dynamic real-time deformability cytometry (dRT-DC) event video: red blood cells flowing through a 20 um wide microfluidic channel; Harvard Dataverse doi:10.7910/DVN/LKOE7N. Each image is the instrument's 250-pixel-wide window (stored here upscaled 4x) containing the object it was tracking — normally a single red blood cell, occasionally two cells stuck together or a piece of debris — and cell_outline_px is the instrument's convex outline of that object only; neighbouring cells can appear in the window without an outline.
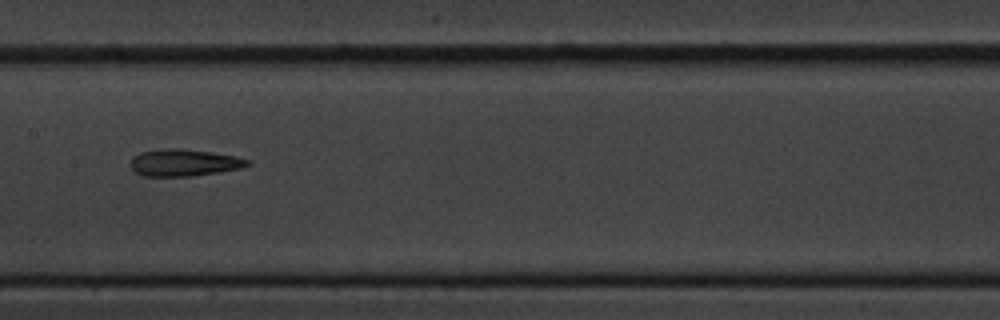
{"species": "common noctule bat (a hibernating species)", "species_latin": "Nyctalus noctula", "temperature_condition": "cold", "stored_images_in_passage": 12, "camera_frame_rate_fps": 3000, "um_per_image_px": 0.085, "animal": {"sex": "male", "body_mass_g": 20.1, "forearm_length_mm": 53.5}, "frame": {"image": 1, "passage_image": 9, "time_ms": 9.333, "image_size_px": [1000, 320], "cell_outline_px": [[252, 164], [240, 168], [220, 172], [192, 176], [144, 176], [136, 172], [128, 164], [132, 156], [140, 152], [160, 148], [176, 148], [212, 152], [236, 156], [248, 160]], "centroid_in_image_um": [15.6, 13.82], "position_along_channel_um": 191.8, "area_um2": 18.55}}
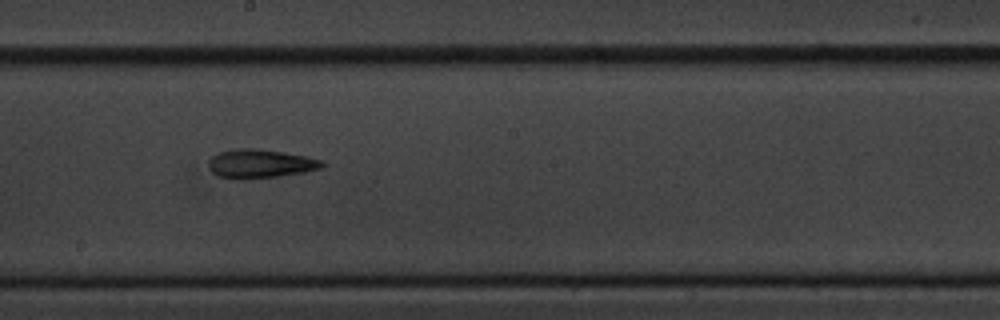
{"frame": {"image": 2, "passage_image": 10, "time_ms": 10.333, "image_size_px": [1000, 320], "cell_outline_px": [[324, 168], [304, 172], [280, 176], [244, 180], [232, 180], [216, 176], [208, 168], [208, 160], [216, 152], [232, 148], [256, 148], [284, 152], [308, 156], [320, 160], [324, 164]], "centroid_in_image_um": [22.05, 13.92], "position_along_channel_um": 226.1, "area_um2": 19.71}}
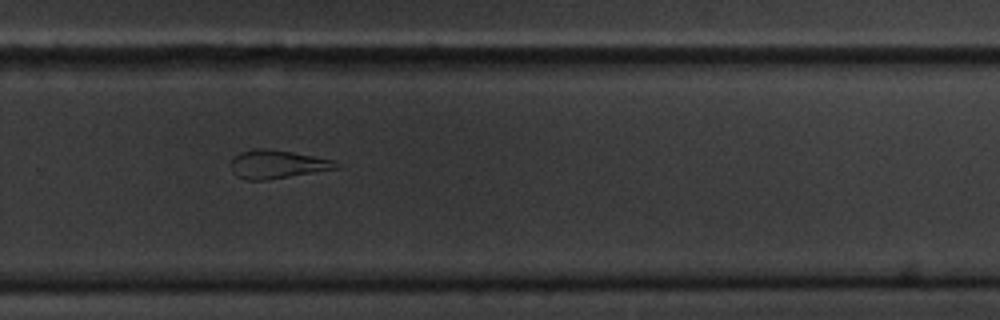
{"frame": {"image": 3, "passage_image": 12, "time_ms": 12.667, "image_size_px": [1000, 320], "cell_outline_px": [[340, 168], [268, 180], [248, 180], [236, 176], [232, 172], [232, 156], [240, 152], [256, 148], [268, 148], [292, 152], [332, 160], [340, 164]], "centroid_in_image_um": [23.54, 13.96], "position_along_channel_um": 306.3, "area_um2": 17.46}}